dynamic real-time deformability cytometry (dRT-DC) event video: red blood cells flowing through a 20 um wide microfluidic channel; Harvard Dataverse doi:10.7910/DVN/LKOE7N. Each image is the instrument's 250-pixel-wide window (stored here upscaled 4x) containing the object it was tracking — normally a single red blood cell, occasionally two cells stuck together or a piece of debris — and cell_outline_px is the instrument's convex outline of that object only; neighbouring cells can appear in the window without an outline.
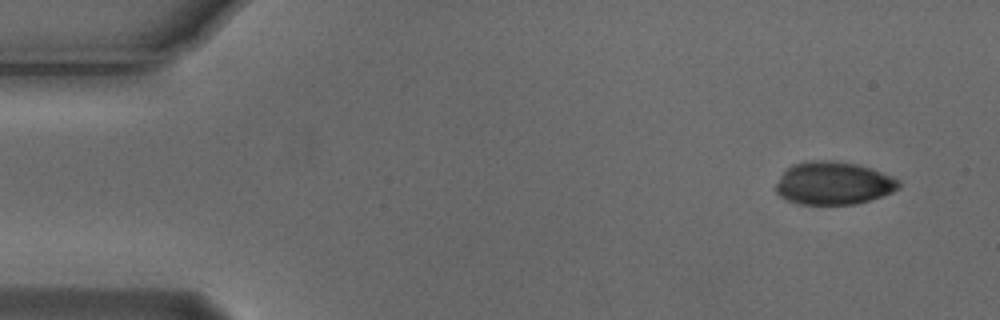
{"species": "Egyptian fruit bat (a non-hibernating species)", "species_latin": "Rousettus aegyptiacus", "temperature_condition": "cold", "stored_images_in_passage": 4, "camera_frame_rate_fps": 3000, "um_per_image_px": 0.085, "animal": {"sex": "male"}, "frame": {"image": 1, "passage_image": 1, "time_ms": 0.0, "image_size_px": [1000, 320], "cell_outline_px": [[900, 188], [892, 192], [856, 204], [800, 204], [788, 200], [780, 196], [776, 192], [776, 184], [780, 176], [792, 164], [808, 160], [836, 160], [856, 164], [872, 168], [892, 176], [900, 180]], "centroid_in_image_um": [70.85, 15.55], "position_along_channel_um": 14.2, "area_um2": 30.81}}
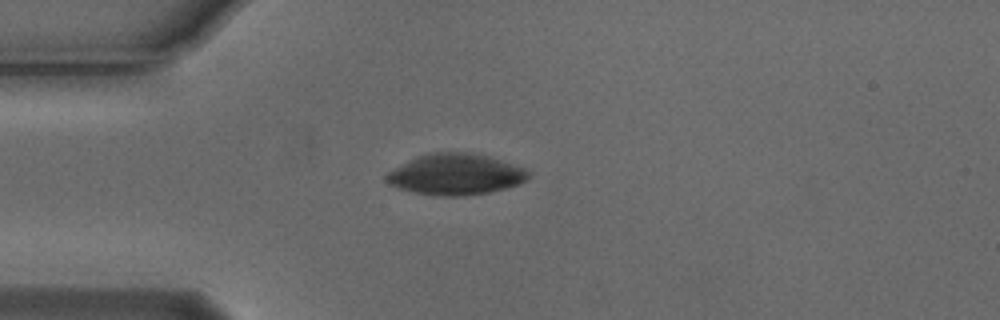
{"frame": {"image": 2, "passage_image": 4, "time_ms": 1.0, "image_size_px": [1000, 320], "cell_outline_px": [[532, 172], [520, 184], [488, 192], [464, 196], [436, 196], [412, 192], [388, 184], [384, 180], [384, 176], [388, 172], [420, 156], [436, 152], [464, 152], [488, 156], [524, 168]], "centroid_in_image_um": [38.72, 14.84], "position_along_channel_um": 46.3, "area_um2": 33.52}}